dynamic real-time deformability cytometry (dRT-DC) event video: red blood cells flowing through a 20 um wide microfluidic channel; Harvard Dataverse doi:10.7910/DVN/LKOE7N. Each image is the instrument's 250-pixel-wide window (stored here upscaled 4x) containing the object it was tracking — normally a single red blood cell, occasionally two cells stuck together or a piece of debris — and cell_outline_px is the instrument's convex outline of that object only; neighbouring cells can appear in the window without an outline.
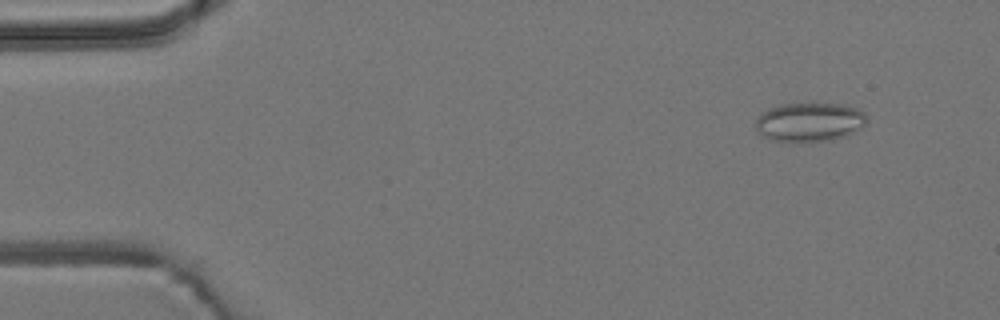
{"species": "common noctule bat (a hibernating species)", "species_latin": "Nyctalus noctula", "temperature_condition": "room temperature", "stored_images_in_passage": 54, "camera_frame_rate_fps": 3000, "um_per_image_px": 0.085, "animal": {"sex": "male", "body_mass_g": 19.2, "forearm_length_mm": 51.8}, "frame": {"image": 1, "passage_image": 5, "time_ms": 1.333, "image_size_px": [1000, 320], "cell_outline_px": [[864, 124], [848, 136], [828, 140], [776, 140], [764, 136], [756, 128], [756, 120], [768, 108], [784, 104], [840, 104], [856, 108], [864, 112]], "centroid_in_image_um": [68.82, 10.35], "position_along_channel_um": 16.2, "area_um2": 24.33}}
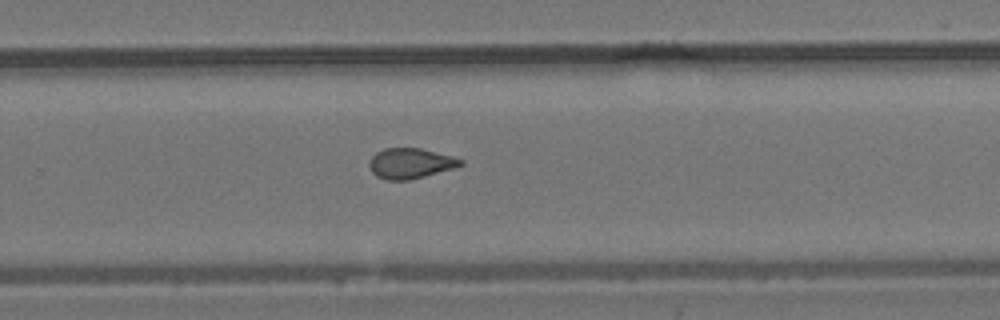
{"frame": {"image": 2, "passage_image": 35, "time_ms": 11.333, "image_size_px": [1000, 320], "cell_outline_px": [[464, 164], [456, 168], [408, 180], [388, 180], [376, 176], [372, 172], [368, 164], [372, 156], [376, 152], [384, 148], [420, 148], [452, 156], [464, 160]], "centroid_in_image_um": [34.89, 13.88], "position_along_channel_um": 294.9, "area_um2": 16.18}}
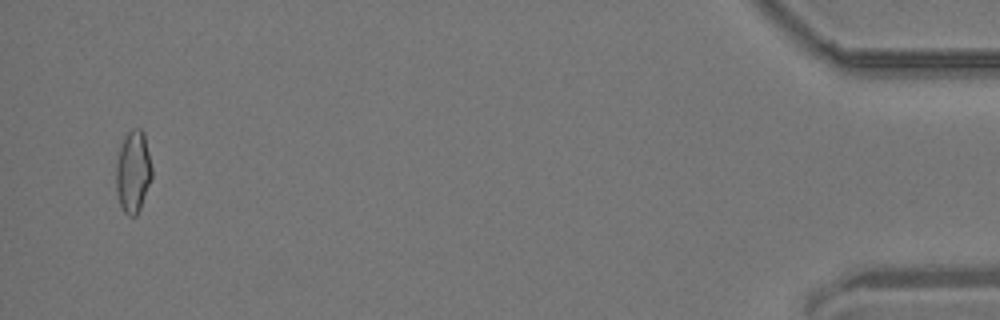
{"frame": {"image": 3, "passage_image": 52, "time_ms": 17.0, "image_size_px": [1000, 320], "cell_outline_px": [[152, 176], [140, 208], [136, 216], [128, 216], [124, 212], [120, 204], [116, 188], [116, 160], [124, 136], [132, 128], [140, 128], [144, 132], [152, 168]], "centroid_in_image_um": [11.31, 14.57], "position_along_channel_um": 423.9, "area_um2": 17.11}, "authors_computed_cell_mechanics": {"area_um2": 16.8198, "velocity_mm_per_s": 3.8241, "shape_relaxation_time_tau1_ms": null, "shape_relaxation_time_tau2_ms": 1.6097, "deformation_change_tau1": null, "deformation_change_tau2": 0.0783}}